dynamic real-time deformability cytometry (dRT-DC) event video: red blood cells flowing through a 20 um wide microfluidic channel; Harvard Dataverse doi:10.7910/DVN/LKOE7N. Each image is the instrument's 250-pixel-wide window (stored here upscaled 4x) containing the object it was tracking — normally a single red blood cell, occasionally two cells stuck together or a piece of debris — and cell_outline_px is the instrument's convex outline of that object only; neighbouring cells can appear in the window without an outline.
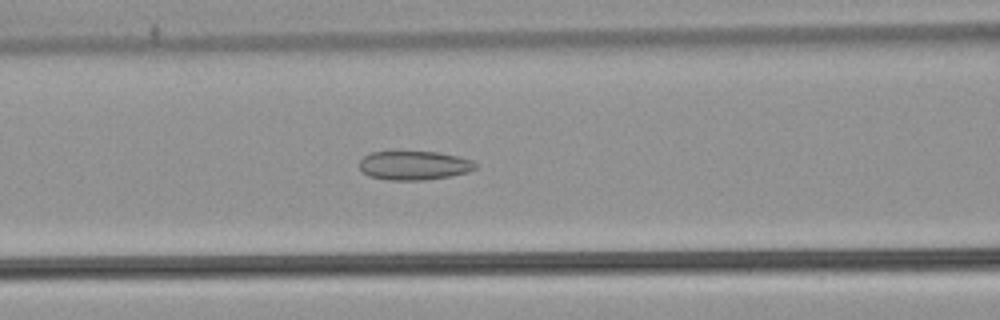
{"species": "common noctule bat (a hibernating species)", "species_latin": "Nyctalus noctula", "temperature_condition": "warm", "stored_images_in_passage": 52, "camera_frame_rate_fps": 3000, "um_per_image_px": 0.085, "animal": {"sex": "male", "body_mass_g": 21.5, "forearm_length_mm": 52.0}, "frame": {"image": 1, "passage_image": 22, "time_ms": 7.0, "image_size_px": [1000, 320], "cell_outline_px": [[476, 168], [468, 172], [448, 176], [424, 180], [388, 180], [368, 176], [360, 168], [360, 160], [364, 156], [372, 152], [436, 152], [456, 156], [472, 160], [476, 164]], "centroid_in_image_um": [35.18, 14.07], "position_along_channel_um": 131.4, "area_um2": 19.36}}
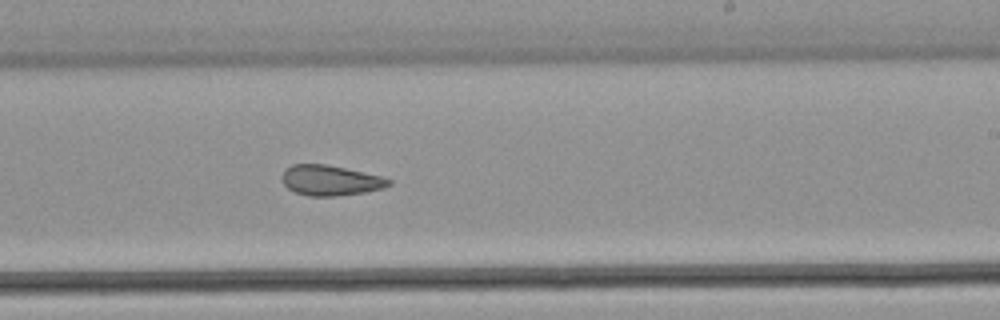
{"frame": {"image": 2, "passage_image": 32, "time_ms": 10.333, "image_size_px": [1000, 320], "cell_outline_px": [[392, 184], [384, 188], [364, 192], [336, 196], [308, 196], [296, 192], [288, 188], [284, 184], [284, 172], [292, 164], [324, 164], [384, 176], [392, 180]], "centroid_in_image_um": [28.15, 15.34], "position_along_channel_um": 260.8, "area_um2": 18.67}}
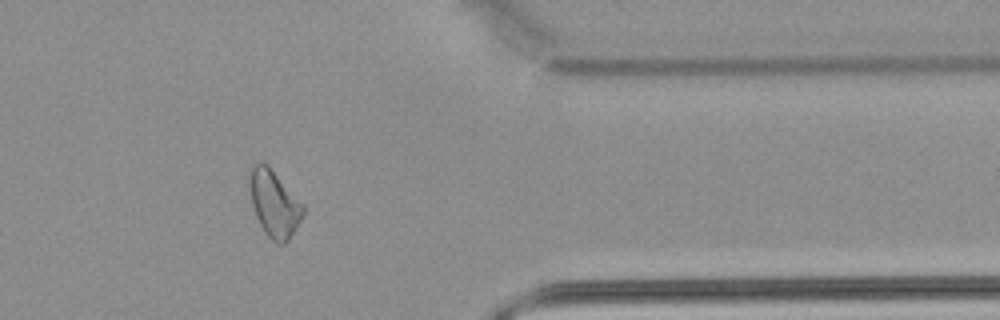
{"frame": {"image": 3, "passage_image": 43, "time_ms": 14.0, "image_size_px": [1000, 320], "cell_outline_px": [[304, 212], [296, 228], [288, 240], [284, 244], [276, 244], [264, 232], [256, 216], [252, 204], [248, 168], [252, 164], [260, 160], [268, 164], [304, 204]], "centroid_in_image_um": [23.3, 17.25], "position_along_channel_um": 388.1, "area_um2": 20.98}, "authors_computed_cell_mechanics": {"area_um2": 21.2704, "velocity_mm_per_s": 3.8987, "shape_relaxation_time_tau1_ms": null, "shape_relaxation_time_tau2_ms": 3.133, "deformation_change_tau1": null, "deformation_change_tau2": 0.0945}}